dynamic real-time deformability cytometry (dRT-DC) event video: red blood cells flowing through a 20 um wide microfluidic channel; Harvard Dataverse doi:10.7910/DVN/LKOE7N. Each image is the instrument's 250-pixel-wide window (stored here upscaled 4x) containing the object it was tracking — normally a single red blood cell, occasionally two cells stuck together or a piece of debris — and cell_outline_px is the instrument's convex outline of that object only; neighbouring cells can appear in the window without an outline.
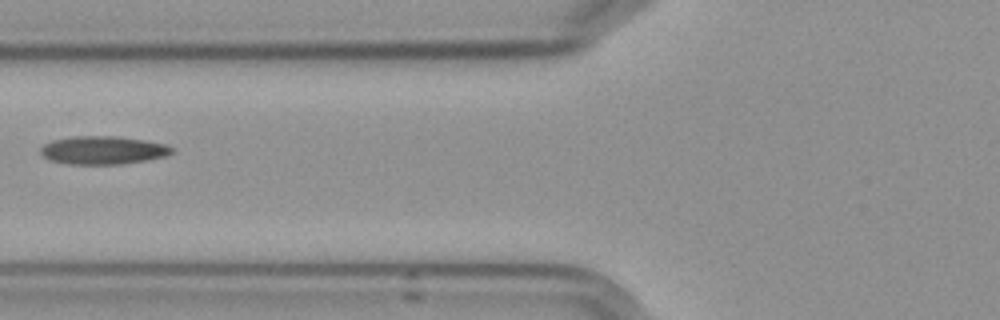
{"species": "Egyptian fruit bat (a non-hibernating species)", "species_latin": "Rousettus aegyptiacus", "temperature_condition": "cold", "stored_images_in_passage": 8, "camera_frame_rate_fps": 3000, "um_per_image_px": 0.085, "frame": {"image": 1, "passage_image": 7, "time_ms": 7.0, "image_size_px": [1000, 320], "cell_outline_px": [[176, 152], [164, 156], [144, 160], [120, 164], [68, 164], [52, 160], [44, 156], [40, 152], [40, 148], [44, 144], [52, 140], [72, 136], [120, 136], [144, 140], [164, 144], [172, 148]], "centroid_in_image_um": [8.74, 12.75], "position_along_channel_um": 117.1, "area_um2": 21.44}}